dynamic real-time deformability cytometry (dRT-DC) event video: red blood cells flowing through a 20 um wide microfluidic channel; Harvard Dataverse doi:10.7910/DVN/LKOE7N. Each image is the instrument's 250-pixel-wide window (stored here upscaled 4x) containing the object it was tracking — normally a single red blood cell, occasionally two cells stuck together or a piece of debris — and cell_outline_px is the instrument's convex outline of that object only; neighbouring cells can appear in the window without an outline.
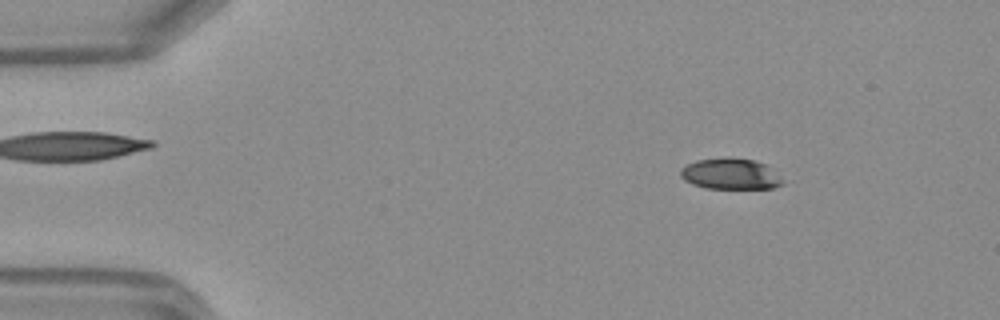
{"species": "Egyptian fruit bat (a non-hibernating species)", "species_latin": "Rousettus aegyptiacus", "temperature_condition": "warm", "stored_images_in_passage": 49, "camera_frame_rate_fps": 3000, "um_per_image_px": 0.085, "frame": {"image": 1, "passage_image": 7, "time_ms": 2.0, "image_size_px": [1000, 320], "cell_outline_px": [[784, 184], [772, 188], [704, 188], [692, 184], [684, 180], [680, 176], [680, 168], [696, 160], [728, 156], [756, 160], [764, 164], [780, 176], [784, 180]], "centroid_in_image_um": [62.07, 14.77], "position_along_channel_um": 22.9, "area_um2": 18.67}}
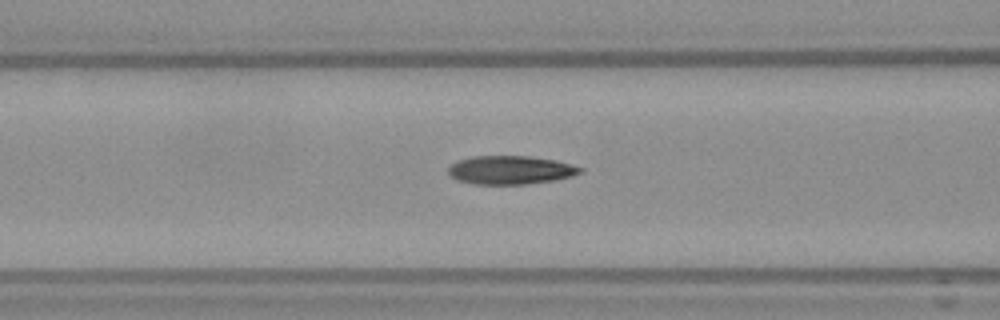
{"frame": {"image": 2, "passage_image": 20, "time_ms": 6.333, "image_size_px": [1000, 320], "cell_outline_px": [[584, 172], [572, 176], [552, 180], [528, 184], [476, 184], [456, 180], [448, 172], [448, 168], [452, 164], [460, 160], [472, 156], [528, 156], [556, 160], [584, 168]], "centroid_in_image_um": [43.42, 14.45], "position_along_channel_um": 123.2, "area_um2": 21.85}}
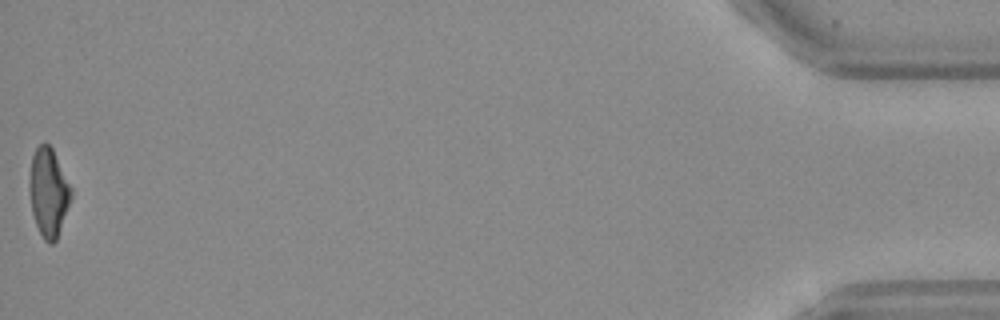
{"frame": {"image": 3, "passage_image": 49, "time_ms": 16.0, "image_size_px": [1000, 320], "cell_outline_px": [[72, 196], [56, 240], [52, 244], [48, 244], [44, 240], [36, 224], [32, 212], [28, 188], [28, 180], [32, 156], [36, 148], [44, 140], [52, 148], [72, 188]], "centroid_in_image_um": [4.1, 16.32], "position_along_channel_um": 431.1, "area_um2": 21.56}, "authors_computed_cell_mechanics": {"area_um2": 21.9062, "velocity_mm_per_s": 4.1802, "shape_relaxation_time_tau1_ms": 5.7792, "shape_relaxation_time_tau2_ms": 1.7856, "deformation_change_tau1": 0.2116, "deformation_change_tau2": 0.1001}}